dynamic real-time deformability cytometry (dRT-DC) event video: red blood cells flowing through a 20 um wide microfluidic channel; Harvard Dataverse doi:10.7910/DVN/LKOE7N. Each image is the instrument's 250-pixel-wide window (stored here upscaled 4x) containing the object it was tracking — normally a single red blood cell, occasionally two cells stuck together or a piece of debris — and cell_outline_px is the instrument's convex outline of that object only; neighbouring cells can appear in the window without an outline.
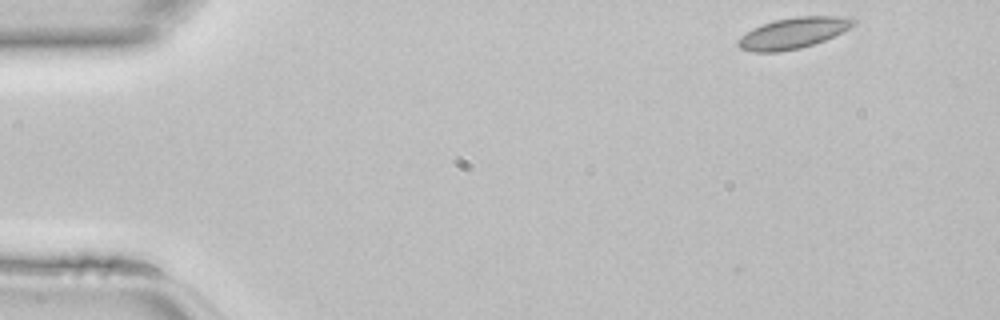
{"species": "common noctule bat (a hibernating species)", "species_latin": "Nyctalus noctula", "temperature_condition": "room temperature", "stored_images_in_passage": 4, "camera_frame_rate_fps": 3000, "um_per_image_px": 0.085, "animal": {"sex": "female", "body_mass_g": 22.7, "forearm_length_mm": 54.2}, "frame": {"image": 1, "passage_image": 1, "time_ms": 0.0, "image_size_px": [1000, 320], "cell_outline_px": [[856, 24], [824, 40], [800, 48], [776, 52], [752, 52], [740, 48], [736, 44], [736, 40], [740, 36], [752, 28], [776, 20], [796, 16], [852, 16], [856, 20]], "centroid_in_image_um": [67.4, 2.8], "position_along_channel_um": 17.6, "area_um2": 20.75}}